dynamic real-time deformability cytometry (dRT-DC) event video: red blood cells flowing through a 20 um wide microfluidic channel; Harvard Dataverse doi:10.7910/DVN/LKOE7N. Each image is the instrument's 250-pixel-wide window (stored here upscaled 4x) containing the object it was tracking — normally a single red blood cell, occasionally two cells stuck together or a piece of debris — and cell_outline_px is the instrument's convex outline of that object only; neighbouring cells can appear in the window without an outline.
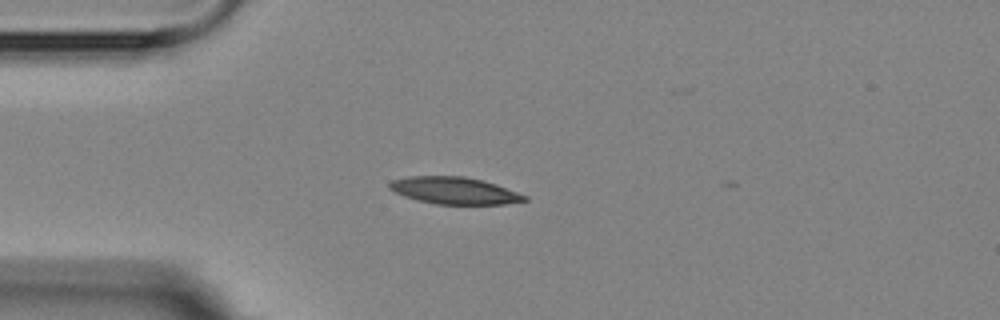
{"species": "Egyptian fruit bat (a non-hibernating species)", "species_latin": "Rousettus aegyptiacus", "temperature_condition": "room temperature", "stored_images_in_passage": 8, "camera_frame_rate_fps": 3000, "um_per_image_px": 0.085, "animal": {"sex": "female"}, "frame": {"image": 1, "passage_image": 3, "time_ms": 2.333, "image_size_px": [1000, 320], "cell_outline_px": [[528, 200], [504, 204], [436, 204], [404, 196], [388, 188], [388, 184], [392, 180], [408, 176], [464, 176], [496, 184], [528, 196]], "centroid_in_image_um": [38.62, 16.19], "position_along_channel_um": 46.4, "area_um2": 21.1}}
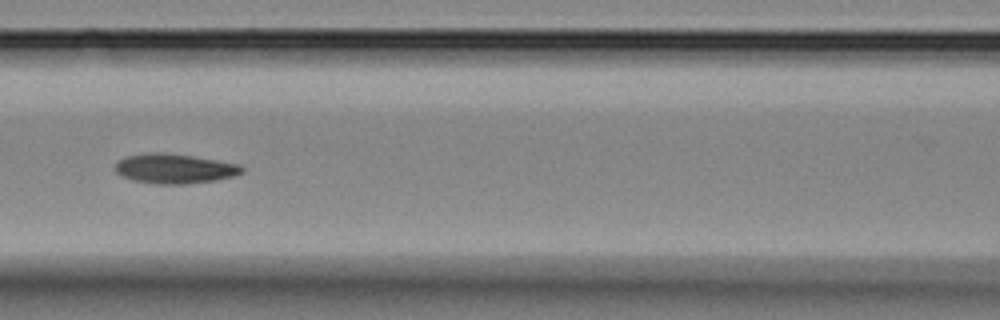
{"frame": {"image": 2, "passage_image": 6, "time_ms": 5.667, "image_size_px": [1000, 320], "cell_outline_px": [[244, 172], [232, 176], [216, 180], [188, 184], [156, 184], [132, 180], [116, 172], [116, 164], [124, 156], [148, 152], [164, 152], [192, 156], [240, 164], [244, 168]], "centroid_in_image_um": [14.84, 14.33], "position_along_channel_um": 151.8, "area_um2": 21.96}}
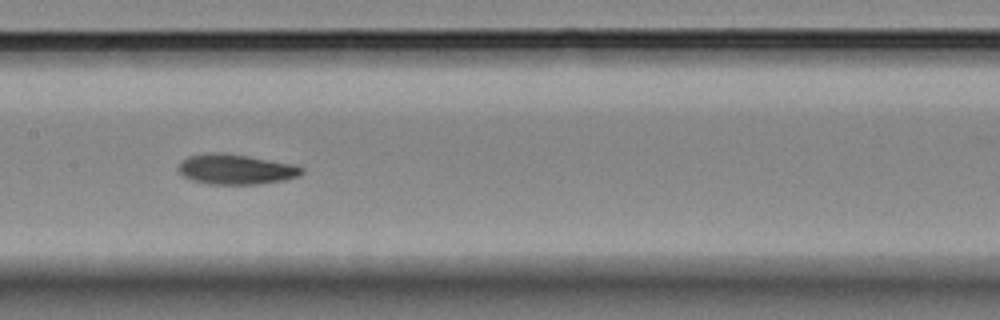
{"frame": {"image": 3, "passage_image": 7, "time_ms": 6.667, "image_size_px": [1000, 320], "cell_outline_px": [[304, 172], [296, 176], [284, 180], [256, 184], [208, 184], [192, 180], [184, 176], [180, 172], [180, 164], [188, 156], [208, 152], [224, 152], [248, 156], [292, 164], [304, 168]], "centroid_in_image_um": [20.04, 14.38], "position_along_channel_um": 187.4, "area_um2": 21.44}}